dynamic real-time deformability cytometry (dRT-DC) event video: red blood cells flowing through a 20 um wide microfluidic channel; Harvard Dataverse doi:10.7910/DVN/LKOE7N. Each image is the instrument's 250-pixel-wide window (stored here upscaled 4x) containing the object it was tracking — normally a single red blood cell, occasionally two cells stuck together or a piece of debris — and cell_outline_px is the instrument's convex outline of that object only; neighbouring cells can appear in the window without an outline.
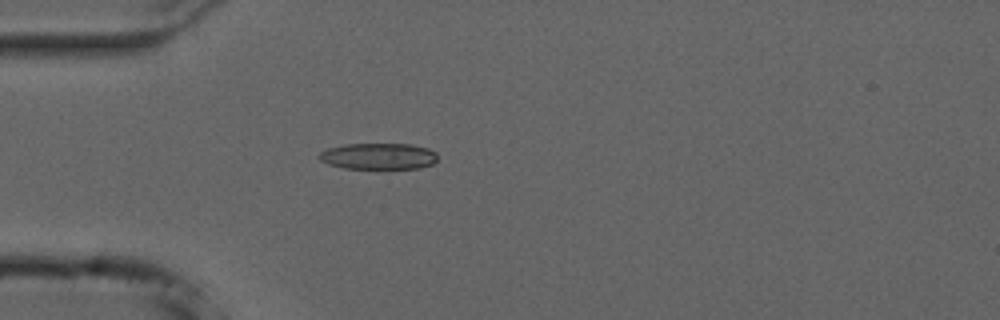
{"species": "common noctule bat (a hibernating species)", "species_latin": "Nyctalus noctula", "temperature_condition": "cold", "stored_images_in_passage": 55, "camera_frame_rate_fps": 3000, "um_per_image_px": 0.085, "animal": {"sex": "male", "forearm_length_mm": 52.5}, "frame": {"image": 1, "passage_image": 16, "time_ms": 5.0, "image_size_px": [1000, 320], "cell_outline_px": [[436, 160], [432, 164], [420, 168], [344, 168], [328, 164], [320, 160], [316, 156], [320, 152], [328, 148], [344, 144], [408, 144], [428, 148], [436, 152]], "centroid_in_image_um": [32.14, 13.27], "position_along_channel_um": 52.9, "area_um2": 18.09}}
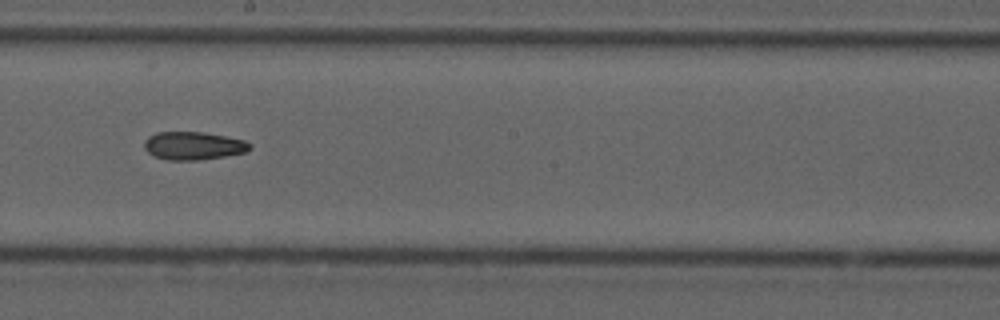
{"frame": {"image": 2, "passage_image": 31, "time_ms": 10.0, "image_size_px": [1000, 320], "cell_outline_px": [[252, 148], [244, 152], [224, 156], [196, 160], [168, 160], [156, 156], [148, 152], [144, 148], [144, 140], [148, 136], [156, 132], [204, 132], [244, 140], [252, 144]], "centroid_in_image_um": [16.42, 12.38], "position_along_channel_um": 231.8, "area_um2": 17.17}}
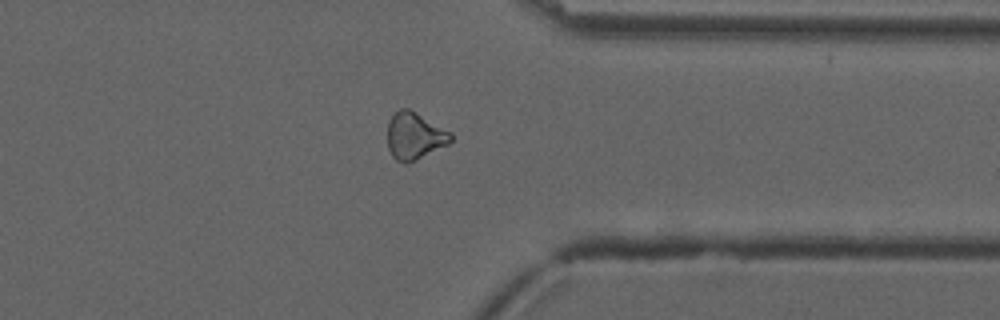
{"frame": {"image": 3, "passage_image": 43, "time_ms": 14.0, "image_size_px": [1000, 320], "cell_outline_px": [[452, 140], [448, 144], [408, 164], [404, 164], [396, 160], [392, 156], [388, 148], [388, 120], [400, 108], [408, 108], [452, 132]], "centroid_in_image_um": [35.23, 11.57], "position_along_channel_um": 376.2, "area_um2": 17.4}}